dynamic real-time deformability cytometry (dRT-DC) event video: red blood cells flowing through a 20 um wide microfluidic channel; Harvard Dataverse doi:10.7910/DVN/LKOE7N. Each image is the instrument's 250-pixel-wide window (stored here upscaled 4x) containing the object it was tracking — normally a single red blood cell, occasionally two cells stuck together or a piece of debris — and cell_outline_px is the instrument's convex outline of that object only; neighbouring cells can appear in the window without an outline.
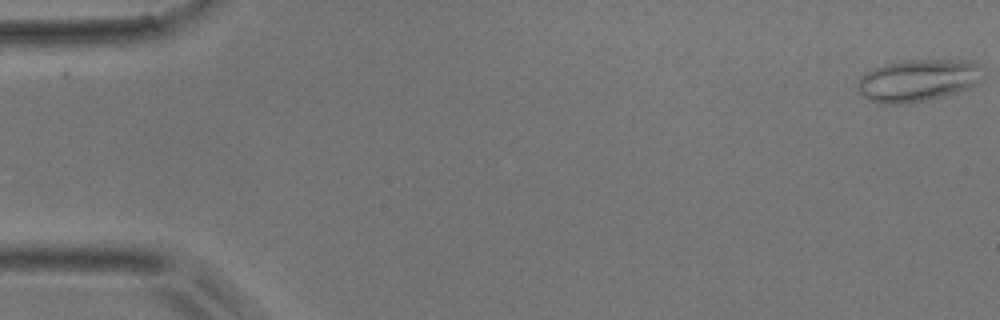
{"species": "common noctule bat (a hibernating species)", "species_latin": "Nyctalus noctula", "temperature_condition": "room temperature", "stored_images_in_passage": 6, "camera_frame_rate_fps": 3000, "um_per_image_px": 0.085, "animal": {"sex": "male", "body_mass_g": 17.9}, "frame": {"image": 1, "passage_image": 1, "time_ms": 0.0, "image_size_px": [1000, 320], "cell_outline_px": [[984, 80], [968, 88], [956, 92], [924, 100], [904, 104], [880, 104], [868, 100], [856, 88], [856, 84], [860, 76], [864, 72], [872, 68], [884, 64], [904, 60], [972, 60], [976, 64]], "centroid_in_image_um": [77.96, 6.83], "position_along_channel_um": 7.0, "area_um2": 30.87}}